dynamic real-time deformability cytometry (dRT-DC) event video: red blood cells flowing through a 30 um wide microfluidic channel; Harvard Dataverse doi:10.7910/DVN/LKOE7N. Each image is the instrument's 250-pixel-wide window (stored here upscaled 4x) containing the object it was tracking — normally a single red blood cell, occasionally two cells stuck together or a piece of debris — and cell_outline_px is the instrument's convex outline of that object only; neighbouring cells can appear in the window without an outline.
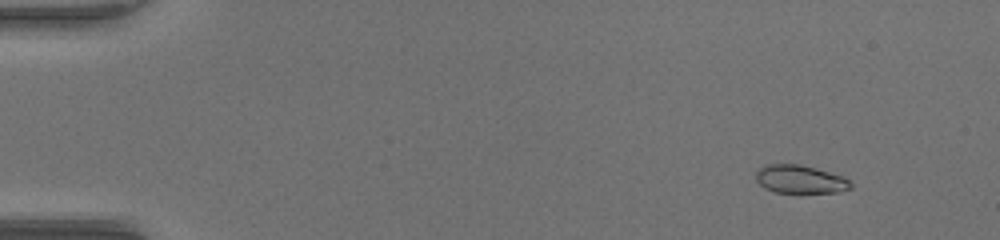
{"species": "common noctule bat (a hibernating species)", "species_latin": "Nyctalus noctula", "temperature_condition": "warm", "stored_images_in_passage": 53, "camera_frame_rate_fps": 3000, "um_per_image_px": 0.085, "animal": {"sex": "female", "body_mass_g": 17.0, "forearm_length_mm": 48.0}, "frame": {"image": 1, "passage_image": 6, "time_ms": 1.667, "image_size_px": [1000, 240], "cell_outline_px": [[852, 188], [840, 192], [800, 196], [776, 192], [764, 188], [756, 180], [756, 172], [764, 164], [800, 164], [816, 168], [844, 176], [852, 180]], "centroid_in_image_um": [68.07, 15.29], "position_along_channel_um": 16.9, "area_um2": 16.65}}
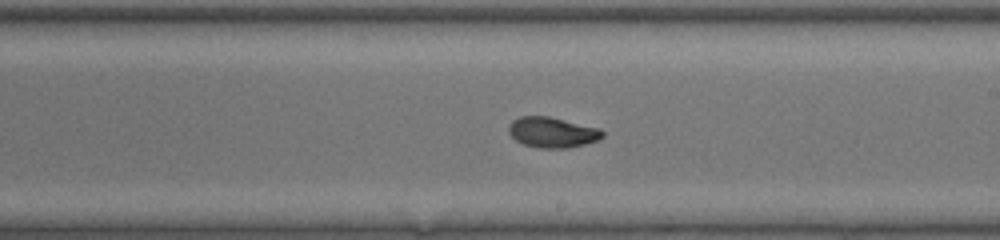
{"frame": {"image": 2, "passage_image": 32, "time_ms": 10.333, "image_size_px": [1000, 240], "cell_outline_px": [[604, 136], [600, 140], [568, 148], [540, 148], [524, 144], [516, 140], [508, 132], [508, 128], [512, 120], [520, 116], [548, 116], [600, 128], [604, 132]], "centroid_in_image_um": [46.97, 11.25], "position_along_channel_um": 242.0, "area_um2": 16.7}}
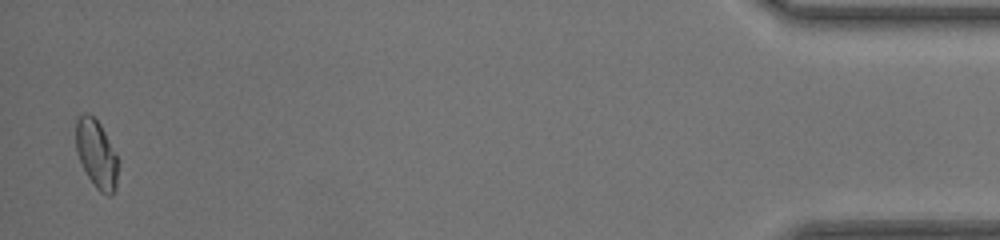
{"frame": {"image": 3, "passage_image": 52, "time_ms": 17.0, "image_size_px": [1000, 240], "cell_outline_px": [[116, 188], [112, 196], [108, 196], [100, 192], [96, 188], [88, 176], [76, 152], [76, 120], [84, 112], [88, 112], [100, 124], [116, 156]], "centroid_in_image_um": [8.17, 13.09], "position_along_channel_um": 427.0, "area_um2": 16.3}, "authors_computed_cell_mechanics": {"area_um2": 16.2996, "velocity_mm_per_s": 4.0839, "shape_relaxation_time_tau1_ms": 3.1071, "shape_relaxation_time_tau2_ms": 1.7438, "deformation_change_tau1": 0.1484, "deformation_change_tau2": 0.0487}}